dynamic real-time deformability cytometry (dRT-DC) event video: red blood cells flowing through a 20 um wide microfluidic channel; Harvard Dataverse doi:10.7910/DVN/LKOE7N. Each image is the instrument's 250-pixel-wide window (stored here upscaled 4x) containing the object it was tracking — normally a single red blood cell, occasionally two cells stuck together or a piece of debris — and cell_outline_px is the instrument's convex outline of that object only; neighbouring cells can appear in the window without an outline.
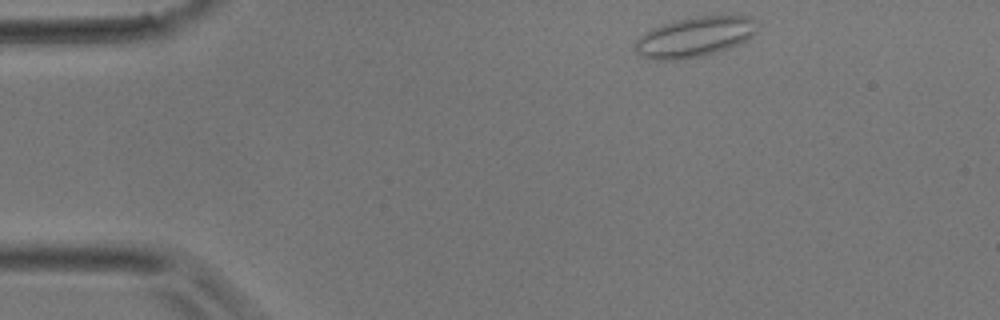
{"species": "common noctule bat (a hibernating species)", "species_latin": "Nyctalus noctula", "temperature_condition": "room temperature", "stored_images_in_passage": 3, "camera_frame_rate_fps": 3000, "um_per_image_px": 0.085, "animal": {"sex": "male", "body_mass_g": 17.9}, "frame": {"image": 1, "passage_image": 1, "time_ms": 0.0, "image_size_px": [1000, 320], "cell_outline_px": [[756, 32], [748, 40], [700, 56], [676, 60], [652, 60], [640, 56], [636, 52], [636, 40], [644, 32], [652, 28], [676, 20], [696, 16], [752, 16]], "centroid_in_image_um": [58.99, 3.14], "position_along_channel_um": 26.0, "area_um2": 28.03}}